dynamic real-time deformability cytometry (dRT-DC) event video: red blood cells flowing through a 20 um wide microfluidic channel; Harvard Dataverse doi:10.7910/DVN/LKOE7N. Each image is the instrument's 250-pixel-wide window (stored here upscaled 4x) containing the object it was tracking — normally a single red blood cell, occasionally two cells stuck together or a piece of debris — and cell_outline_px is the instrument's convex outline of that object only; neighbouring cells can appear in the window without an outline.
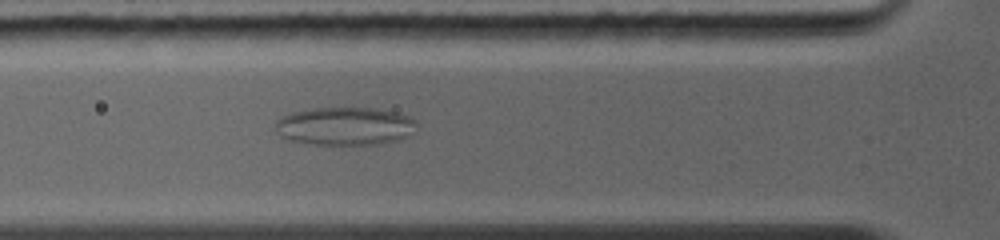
{"species": "common noctule bat (a hibernating species)", "species_latin": "Nyctalus noctula", "temperature_condition": "warm", "stored_images_in_passage": 47, "camera_frame_rate_fps": 5000, "um_per_image_px": 0.085, "animal": {"sex": "female", "body_mass_g": 19.0, "forearm_length_mm": 56.7}, "frame": {"image": 1, "passage_image": 13, "time_ms": 3.8, "image_size_px": [1000, 240], "cell_outline_px": [[416, 124], [404, 136], [396, 140], [380, 144], [312, 144], [288, 140], [280, 136], [276, 132], [276, 120], [292, 112], [316, 108], [376, 108], [396, 112], [408, 116], [416, 120]], "centroid_in_image_um": [29.26, 10.72], "position_along_channel_um": 96.5, "area_um2": 30.98}}
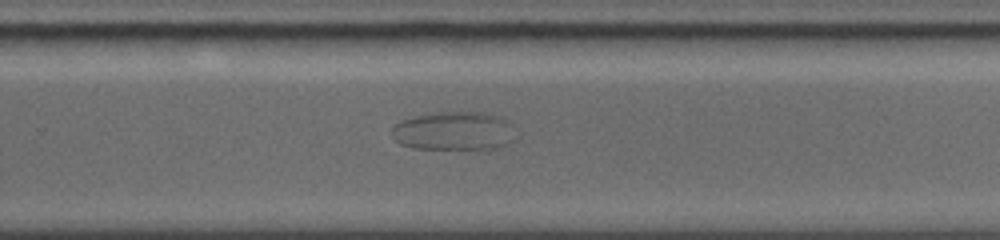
{"frame": {"image": 2, "passage_image": 26, "time_ms": 8.6, "image_size_px": [1000, 240], "cell_outline_px": [[512, 140], [508, 144], [496, 148], [416, 148], [400, 144], [392, 136], [392, 128], [400, 120], [416, 116], [440, 112], [480, 112], [496, 116], [508, 120]], "centroid_in_image_um": [38.52, 11.13], "position_along_channel_um": 291.3, "area_um2": 27.17}}
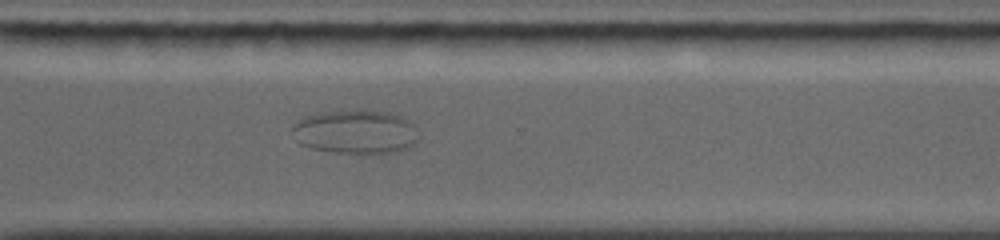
{"frame": {"image": 3, "passage_image": 30, "time_ms": 9.8, "image_size_px": [1000, 240], "cell_outline_px": [[420, 140], [416, 144], [396, 152], [336, 152], [312, 148], [300, 144], [292, 128], [292, 124], [296, 120], [304, 116], [320, 112], [388, 112], [400, 116], [416, 124], [420, 136]], "centroid_in_image_um": [30.28, 11.21], "position_along_channel_um": 340.3, "area_um2": 31.85}}